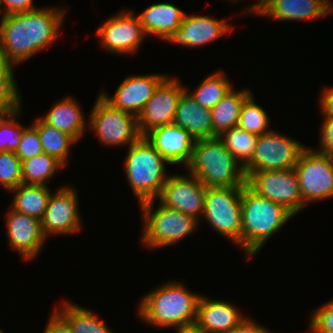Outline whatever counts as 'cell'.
I'll return each mask as SVG.
<instances>
[{
  "mask_svg": "<svg viewBox=\"0 0 333 333\" xmlns=\"http://www.w3.org/2000/svg\"><path fill=\"white\" fill-rule=\"evenodd\" d=\"M243 187L207 188L201 220L242 249L241 197Z\"/></svg>",
  "mask_w": 333,
  "mask_h": 333,
  "instance_id": "obj_7",
  "label": "cell"
},
{
  "mask_svg": "<svg viewBox=\"0 0 333 333\" xmlns=\"http://www.w3.org/2000/svg\"><path fill=\"white\" fill-rule=\"evenodd\" d=\"M148 142L167 160L169 165H188L195 141L189 133L174 124L160 126L144 135Z\"/></svg>",
  "mask_w": 333,
  "mask_h": 333,
  "instance_id": "obj_19",
  "label": "cell"
},
{
  "mask_svg": "<svg viewBox=\"0 0 333 333\" xmlns=\"http://www.w3.org/2000/svg\"><path fill=\"white\" fill-rule=\"evenodd\" d=\"M247 316L229 301L210 299L201 295L197 306L196 323L207 333H226L240 325Z\"/></svg>",
  "mask_w": 333,
  "mask_h": 333,
  "instance_id": "obj_21",
  "label": "cell"
},
{
  "mask_svg": "<svg viewBox=\"0 0 333 333\" xmlns=\"http://www.w3.org/2000/svg\"><path fill=\"white\" fill-rule=\"evenodd\" d=\"M304 204L333 198V158L307 146L294 168ZM309 203V204H308Z\"/></svg>",
  "mask_w": 333,
  "mask_h": 333,
  "instance_id": "obj_9",
  "label": "cell"
},
{
  "mask_svg": "<svg viewBox=\"0 0 333 333\" xmlns=\"http://www.w3.org/2000/svg\"><path fill=\"white\" fill-rule=\"evenodd\" d=\"M306 147L297 139L272 129L258 137L253 157L244 172L295 168Z\"/></svg>",
  "mask_w": 333,
  "mask_h": 333,
  "instance_id": "obj_11",
  "label": "cell"
},
{
  "mask_svg": "<svg viewBox=\"0 0 333 333\" xmlns=\"http://www.w3.org/2000/svg\"><path fill=\"white\" fill-rule=\"evenodd\" d=\"M310 333H333V298L311 312Z\"/></svg>",
  "mask_w": 333,
  "mask_h": 333,
  "instance_id": "obj_37",
  "label": "cell"
},
{
  "mask_svg": "<svg viewBox=\"0 0 333 333\" xmlns=\"http://www.w3.org/2000/svg\"><path fill=\"white\" fill-rule=\"evenodd\" d=\"M79 104L76 98L67 96L55 102L40 118L49 126L69 134L79 142L88 130V120Z\"/></svg>",
  "mask_w": 333,
  "mask_h": 333,
  "instance_id": "obj_22",
  "label": "cell"
},
{
  "mask_svg": "<svg viewBox=\"0 0 333 333\" xmlns=\"http://www.w3.org/2000/svg\"><path fill=\"white\" fill-rule=\"evenodd\" d=\"M224 71L210 73L198 86L188 94L201 106L211 110L233 88L230 79Z\"/></svg>",
  "mask_w": 333,
  "mask_h": 333,
  "instance_id": "obj_29",
  "label": "cell"
},
{
  "mask_svg": "<svg viewBox=\"0 0 333 333\" xmlns=\"http://www.w3.org/2000/svg\"><path fill=\"white\" fill-rule=\"evenodd\" d=\"M226 333H273L270 329L265 328L263 325L253 320V318H246L240 325L234 327Z\"/></svg>",
  "mask_w": 333,
  "mask_h": 333,
  "instance_id": "obj_42",
  "label": "cell"
},
{
  "mask_svg": "<svg viewBox=\"0 0 333 333\" xmlns=\"http://www.w3.org/2000/svg\"><path fill=\"white\" fill-rule=\"evenodd\" d=\"M253 93L244 101L239 117L238 126L257 136L270 132L269 117L259 104Z\"/></svg>",
  "mask_w": 333,
  "mask_h": 333,
  "instance_id": "obj_33",
  "label": "cell"
},
{
  "mask_svg": "<svg viewBox=\"0 0 333 333\" xmlns=\"http://www.w3.org/2000/svg\"><path fill=\"white\" fill-rule=\"evenodd\" d=\"M187 87L177 77L167 76L155 89L137 117L141 136L154 128L173 124L180 97Z\"/></svg>",
  "mask_w": 333,
  "mask_h": 333,
  "instance_id": "obj_14",
  "label": "cell"
},
{
  "mask_svg": "<svg viewBox=\"0 0 333 333\" xmlns=\"http://www.w3.org/2000/svg\"><path fill=\"white\" fill-rule=\"evenodd\" d=\"M173 281L162 283L140 299L138 316L145 324L173 329L196 322L201 295L183 282Z\"/></svg>",
  "mask_w": 333,
  "mask_h": 333,
  "instance_id": "obj_2",
  "label": "cell"
},
{
  "mask_svg": "<svg viewBox=\"0 0 333 333\" xmlns=\"http://www.w3.org/2000/svg\"><path fill=\"white\" fill-rule=\"evenodd\" d=\"M54 310L69 324L73 333H113L90 309L63 299Z\"/></svg>",
  "mask_w": 333,
  "mask_h": 333,
  "instance_id": "obj_27",
  "label": "cell"
},
{
  "mask_svg": "<svg viewBox=\"0 0 333 333\" xmlns=\"http://www.w3.org/2000/svg\"><path fill=\"white\" fill-rule=\"evenodd\" d=\"M168 74H131L118 85L113 95L101 91L102 97L114 108L138 117L155 89Z\"/></svg>",
  "mask_w": 333,
  "mask_h": 333,
  "instance_id": "obj_16",
  "label": "cell"
},
{
  "mask_svg": "<svg viewBox=\"0 0 333 333\" xmlns=\"http://www.w3.org/2000/svg\"><path fill=\"white\" fill-rule=\"evenodd\" d=\"M230 1V0H229ZM233 3L235 2H239V0H231ZM241 1V0H240ZM264 4H265V0H257V2H255L252 6H250L249 8H247L246 10L243 11L244 12H247V14L251 13V15L253 16H257L263 9L264 7Z\"/></svg>",
  "mask_w": 333,
  "mask_h": 333,
  "instance_id": "obj_44",
  "label": "cell"
},
{
  "mask_svg": "<svg viewBox=\"0 0 333 333\" xmlns=\"http://www.w3.org/2000/svg\"><path fill=\"white\" fill-rule=\"evenodd\" d=\"M2 8L5 15L33 11L39 7H35L34 0H1Z\"/></svg>",
  "mask_w": 333,
  "mask_h": 333,
  "instance_id": "obj_39",
  "label": "cell"
},
{
  "mask_svg": "<svg viewBox=\"0 0 333 333\" xmlns=\"http://www.w3.org/2000/svg\"><path fill=\"white\" fill-rule=\"evenodd\" d=\"M96 36L106 52L116 55L136 54L147 35L138 15L121 10L98 26Z\"/></svg>",
  "mask_w": 333,
  "mask_h": 333,
  "instance_id": "obj_12",
  "label": "cell"
},
{
  "mask_svg": "<svg viewBox=\"0 0 333 333\" xmlns=\"http://www.w3.org/2000/svg\"><path fill=\"white\" fill-rule=\"evenodd\" d=\"M23 109L0 117V152H15L19 141L20 132L23 128L18 121Z\"/></svg>",
  "mask_w": 333,
  "mask_h": 333,
  "instance_id": "obj_34",
  "label": "cell"
},
{
  "mask_svg": "<svg viewBox=\"0 0 333 333\" xmlns=\"http://www.w3.org/2000/svg\"><path fill=\"white\" fill-rule=\"evenodd\" d=\"M176 333H207L202 327H200L196 322L188 325H183L174 328Z\"/></svg>",
  "mask_w": 333,
  "mask_h": 333,
  "instance_id": "obj_43",
  "label": "cell"
},
{
  "mask_svg": "<svg viewBox=\"0 0 333 333\" xmlns=\"http://www.w3.org/2000/svg\"><path fill=\"white\" fill-rule=\"evenodd\" d=\"M6 237L11 249L18 251L24 260H32L43 249L46 238L41 228V220L17 212L11 207L6 213Z\"/></svg>",
  "mask_w": 333,
  "mask_h": 333,
  "instance_id": "obj_18",
  "label": "cell"
},
{
  "mask_svg": "<svg viewBox=\"0 0 333 333\" xmlns=\"http://www.w3.org/2000/svg\"><path fill=\"white\" fill-rule=\"evenodd\" d=\"M11 192L14 193L10 204L13 210L42 220L52 193L48 185L20 184Z\"/></svg>",
  "mask_w": 333,
  "mask_h": 333,
  "instance_id": "obj_26",
  "label": "cell"
},
{
  "mask_svg": "<svg viewBox=\"0 0 333 333\" xmlns=\"http://www.w3.org/2000/svg\"><path fill=\"white\" fill-rule=\"evenodd\" d=\"M319 109L323 117H333V86H326L320 92Z\"/></svg>",
  "mask_w": 333,
  "mask_h": 333,
  "instance_id": "obj_41",
  "label": "cell"
},
{
  "mask_svg": "<svg viewBox=\"0 0 333 333\" xmlns=\"http://www.w3.org/2000/svg\"><path fill=\"white\" fill-rule=\"evenodd\" d=\"M43 153L37 129L31 124L23 126L20 132V141L15 151L16 156L22 161Z\"/></svg>",
  "mask_w": 333,
  "mask_h": 333,
  "instance_id": "obj_36",
  "label": "cell"
},
{
  "mask_svg": "<svg viewBox=\"0 0 333 333\" xmlns=\"http://www.w3.org/2000/svg\"><path fill=\"white\" fill-rule=\"evenodd\" d=\"M61 168L64 166L46 153L26 159L22 161V184L46 186Z\"/></svg>",
  "mask_w": 333,
  "mask_h": 333,
  "instance_id": "obj_30",
  "label": "cell"
},
{
  "mask_svg": "<svg viewBox=\"0 0 333 333\" xmlns=\"http://www.w3.org/2000/svg\"><path fill=\"white\" fill-rule=\"evenodd\" d=\"M320 126V146L316 150L323 154L333 155V117H323Z\"/></svg>",
  "mask_w": 333,
  "mask_h": 333,
  "instance_id": "obj_38",
  "label": "cell"
},
{
  "mask_svg": "<svg viewBox=\"0 0 333 333\" xmlns=\"http://www.w3.org/2000/svg\"><path fill=\"white\" fill-rule=\"evenodd\" d=\"M88 128L103 146L129 148L141 137L137 117L114 108L101 94L89 113Z\"/></svg>",
  "mask_w": 333,
  "mask_h": 333,
  "instance_id": "obj_8",
  "label": "cell"
},
{
  "mask_svg": "<svg viewBox=\"0 0 333 333\" xmlns=\"http://www.w3.org/2000/svg\"><path fill=\"white\" fill-rule=\"evenodd\" d=\"M14 66L0 62V112L10 114L22 109V95L15 79Z\"/></svg>",
  "mask_w": 333,
  "mask_h": 333,
  "instance_id": "obj_32",
  "label": "cell"
},
{
  "mask_svg": "<svg viewBox=\"0 0 333 333\" xmlns=\"http://www.w3.org/2000/svg\"><path fill=\"white\" fill-rule=\"evenodd\" d=\"M56 190L51 193L41 220L46 239L54 235L76 234L83 228L76 189L67 185Z\"/></svg>",
  "mask_w": 333,
  "mask_h": 333,
  "instance_id": "obj_13",
  "label": "cell"
},
{
  "mask_svg": "<svg viewBox=\"0 0 333 333\" xmlns=\"http://www.w3.org/2000/svg\"><path fill=\"white\" fill-rule=\"evenodd\" d=\"M123 163L125 177L138 203L156 200L169 177L167 160L141 136L128 148Z\"/></svg>",
  "mask_w": 333,
  "mask_h": 333,
  "instance_id": "obj_5",
  "label": "cell"
},
{
  "mask_svg": "<svg viewBox=\"0 0 333 333\" xmlns=\"http://www.w3.org/2000/svg\"><path fill=\"white\" fill-rule=\"evenodd\" d=\"M155 203L157 200L139 204L144 228L140 241L147 249L175 246L197 230V219L161 204L155 208Z\"/></svg>",
  "mask_w": 333,
  "mask_h": 333,
  "instance_id": "obj_6",
  "label": "cell"
},
{
  "mask_svg": "<svg viewBox=\"0 0 333 333\" xmlns=\"http://www.w3.org/2000/svg\"><path fill=\"white\" fill-rule=\"evenodd\" d=\"M231 31L233 26L225 19L186 13L180 27L164 42L186 48L199 47L214 42Z\"/></svg>",
  "mask_w": 333,
  "mask_h": 333,
  "instance_id": "obj_17",
  "label": "cell"
},
{
  "mask_svg": "<svg viewBox=\"0 0 333 333\" xmlns=\"http://www.w3.org/2000/svg\"><path fill=\"white\" fill-rule=\"evenodd\" d=\"M226 149L244 168L252 159L258 140L257 135L240 128L232 127L218 136Z\"/></svg>",
  "mask_w": 333,
  "mask_h": 333,
  "instance_id": "obj_31",
  "label": "cell"
},
{
  "mask_svg": "<svg viewBox=\"0 0 333 333\" xmlns=\"http://www.w3.org/2000/svg\"><path fill=\"white\" fill-rule=\"evenodd\" d=\"M0 13H2V14H1V20H0V23H1V21H2V20L4 19V17L6 16V15H5V12H4L3 8H2L1 0H0Z\"/></svg>",
  "mask_w": 333,
  "mask_h": 333,
  "instance_id": "obj_45",
  "label": "cell"
},
{
  "mask_svg": "<svg viewBox=\"0 0 333 333\" xmlns=\"http://www.w3.org/2000/svg\"><path fill=\"white\" fill-rule=\"evenodd\" d=\"M242 251L248 260L294 215L282 205L252 191L246 184L241 197Z\"/></svg>",
  "mask_w": 333,
  "mask_h": 333,
  "instance_id": "obj_3",
  "label": "cell"
},
{
  "mask_svg": "<svg viewBox=\"0 0 333 333\" xmlns=\"http://www.w3.org/2000/svg\"><path fill=\"white\" fill-rule=\"evenodd\" d=\"M38 132L43 153L54 157L64 167L68 166L71 146L77 142L69 134L45 123L40 116L31 123Z\"/></svg>",
  "mask_w": 333,
  "mask_h": 333,
  "instance_id": "obj_28",
  "label": "cell"
},
{
  "mask_svg": "<svg viewBox=\"0 0 333 333\" xmlns=\"http://www.w3.org/2000/svg\"><path fill=\"white\" fill-rule=\"evenodd\" d=\"M207 188L243 187L244 168L218 136L195 141L192 157L184 168Z\"/></svg>",
  "mask_w": 333,
  "mask_h": 333,
  "instance_id": "obj_4",
  "label": "cell"
},
{
  "mask_svg": "<svg viewBox=\"0 0 333 333\" xmlns=\"http://www.w3.org/2000/svg\"><path fill=\"white\" fill-rule=\"evenodd\" d=\"M252 94L248 88H232L210 111L213 124V137L220 136L228 129L238 126L240 111L244 101Z\"/></svg>",
  "mask_w": 333,
  "mask_h": 333,
  "instance_id": "obj_25",
  "label": "cell"
},
{
  "mask_svg": "<svg viewBox=\"0 0 333 333\" xmlns=\"http://www.w3.org/2000/svg\"><path fill=\"white\" fill-rule=\"evenodd\" d=\"M22 184V162L15 152H0V185L10 192Z\"/></svg>",
  "mask_w": 333,
  "mask_h": 333,
  "instance_id": "obj_35",
  "label": "cell"
},
{
  "mask_svg": "<svg viewBox=\"0 0 333 333\" xmlns=\"http://www.w3.org/2000/svg\"><path fill=\"white\" fill-rule=\"evenodd\" d=\"M333 13L331 0H265L258 17L275 21L315 20Z\"/></svg>",
  "mask_w": 333,
  "mask_h": 333,
  "instance_id": "obj_20",
  "label": "cell"
},
{
  "mask_svg": "<svg viewBox=\"0 0 333 333\" xmlns=\"http://www.w3.org/2000/svg\"><path fill=\"white\" fill-rule=\"evenodd\" d=\"M173 124L185 129L194 141L213 137L211 111L199 105L187 91L179 99Z\"/></svg>",
  "mask_w": 333,
  "mask_h": 333,
  "instance_id": "obj_24",
  "label": "cell"
},
{
  "mask_svg": "<svg viewBox=\"0 0 333 333\" xmlns=\"http://www.w3.org/2000/svg\"><path fill=\"white\" fill-rule=\"evenodd\" d=\"M66 9L40 7L6 15L0 23V62L18 66L58 39Z\"/></svg>",
  "mask_w": 333,
  "mask_h": 333,
  "instance_id": "obj_1",
  "label": "cell"
},
{
  "mask_svg": "<svg viewBox=\"0 0 333 333\" xmlns=\"http://www.w3.org/2000/svg\"><path fill=\"white\" fill-rule=\"evenodd\" d=\"M185 14L174 4L161 2L151 4L138 17L147 37L151 35L165 41L180 27Z\"/></svg>",
  "mask_w": 333,
  "mask_h": 333,
  "instance_id": "obj_23",
  "label": "cell"
},
{
  "mask_svg": "<svg viewBox=\"0 0 333 333\" xmlns=\"http://www.w3.org/2000/svg\"><path fill=\"white\" fill-rule=\"evenodd\" d=\"M246 185L256 194L282 205L294 216L306 205L294 168L245 172Z\"/></svg>",
  "mask_w": 333,
  "mask_h": 333,
  "instance_id": "obj_10",
  "label": "cell"
},
{
  "mask_svg": "<svg viewBox=\"0 0 333 333\" xmlns=\"http://www.w3.org/2000/svg\"><path fill=\"white\" fill-rule=\"evenodd\" d=\"M45 326L43 333H73L69 324L55 310Z\"/></svg>",
  "mask_w": 333,
  "mask_h": 333,
  "instance_id": "obj_40",
  "label": "cell"
},
{
  "mask_svg": "<svg viewBox=\"0 0 333 333\" xmlns=\"http://www.w3.org/2000/svg\"><path fill=\"white\" fill-rule=\"evenodd\" d=\"M206 189L196 176L188 172L186 175L170 174L156 200L161 205L178 210L200 222L204 212Z\"/></svg>",
  "mask_w": 333,
  "mask_h": 333,
  "instance_id": "obj_15",
  "label": "cell"
}]
</instances>
